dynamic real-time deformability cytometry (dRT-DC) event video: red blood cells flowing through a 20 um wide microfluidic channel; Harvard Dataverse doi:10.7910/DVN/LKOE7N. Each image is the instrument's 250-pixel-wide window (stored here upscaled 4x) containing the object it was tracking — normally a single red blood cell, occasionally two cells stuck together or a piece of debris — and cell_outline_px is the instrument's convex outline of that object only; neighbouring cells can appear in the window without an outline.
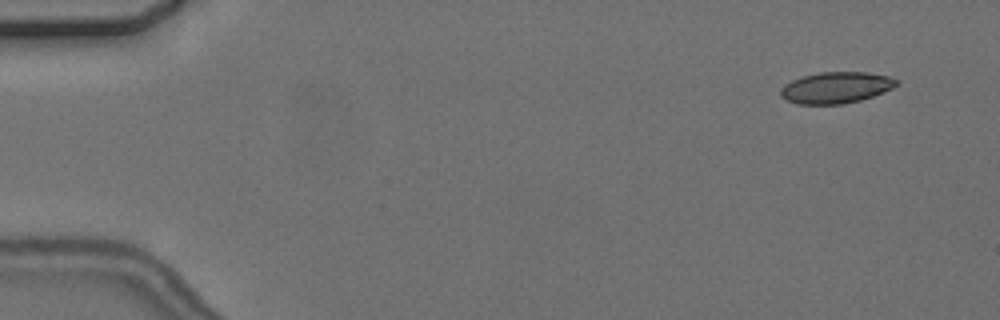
{"species": "common noctule bat (a hibernating species)", "species_latin": "Nyctalus noctula", "temperature_condition": "cold", "stored_images_in_passage": 4, "camera_frame_rate_fps": 3000, "um_per_image_px": 0.085, "animal": {"sex": "female", "body_mass_g": 24.6, "forearm_length_mm": 56.2}, "frame": {"image": 1, "passage_image": 1, "time_ms": 0.0, "image_size_px": [1000, 320], "cell_outline_px": [[900, 84], [892, 88], [872, 96], [860, 100], [844, 104], [796, 104], [780, 96], [780, 88], [784, 84], [800, 76], [820, 72], [864, 72], [888, 76], [896, 80]], "centroid_in_image_um": [71.02, 7.44], "position_along_channel_um": 14.0, "area_um2": 21.15}}
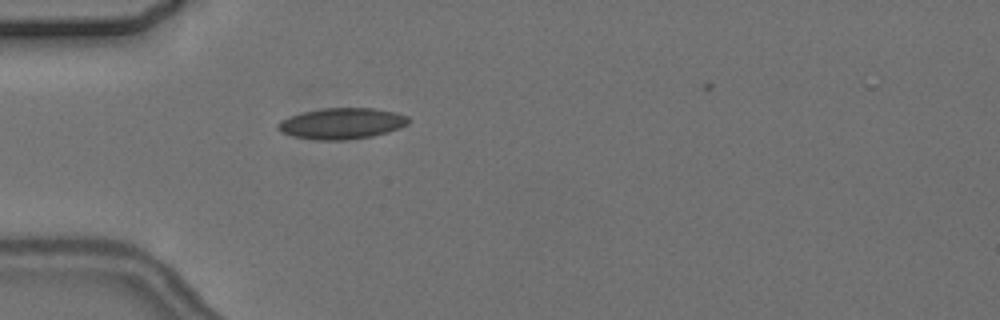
{"frame": {"image": 2, "passage_image": 4, "time_ms": 4.333, "image_size_px": [1000, 320], "cell_outline_px": [[408, 124], [400, 128], [388, 132], [372, 136], [344, 140], [316, 140], [292, 136], [280, 132], [276, 128], [276, 124], [280, 120], [304, 112], [320, 108], [372, 108], [396, 112], [408, 116]], "centroid_in_image_um": [29.03, 10.5], "position_along_channel_um": 56.0, "area_um2": 23.7}}